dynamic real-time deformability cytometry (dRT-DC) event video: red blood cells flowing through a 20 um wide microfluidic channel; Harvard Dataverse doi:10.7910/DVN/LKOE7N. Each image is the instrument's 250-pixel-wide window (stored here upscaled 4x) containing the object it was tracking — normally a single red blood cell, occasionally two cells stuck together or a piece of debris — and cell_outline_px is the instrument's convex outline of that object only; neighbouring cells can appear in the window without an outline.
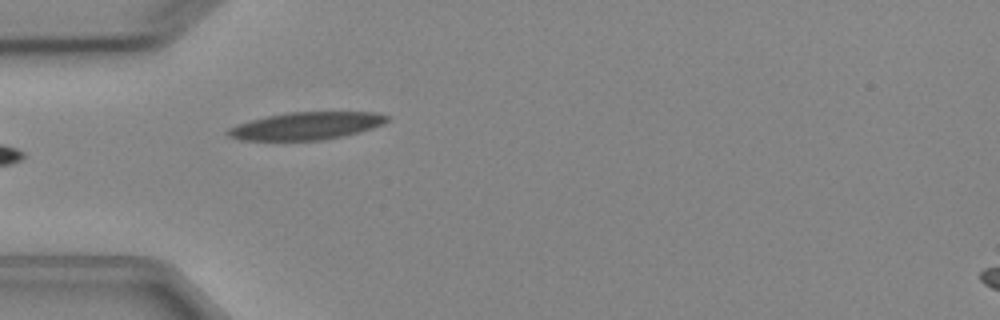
{"species": "Egyptian fruit bat (a non-hibernating species)", "species_latin": "Rousettus aegyptiacus", "temperature_condition": "cold", "stored_images_in_passage": 5, "camera_frame_rate_fps": 3000, "um_per_image_px": 0.085, "animal": {"sex": "female"}, "frame": {"image": 1, "passage_image": 5, "time_ms": 5.667, "image_size_px": [1000, 320], "cell_outline_px": [[392, 116], [384, 124], [372, 128], [344, 136], [320, 140], [240, 140], [228, 136], [224, 132], [228, 128], [236, 124], [268, 116], [288, 112], [376, 112]], "centroid_in_image_um": [26.04, 10.7], "position_along_channel_um": 59.0, "area_um2": 25.61}}